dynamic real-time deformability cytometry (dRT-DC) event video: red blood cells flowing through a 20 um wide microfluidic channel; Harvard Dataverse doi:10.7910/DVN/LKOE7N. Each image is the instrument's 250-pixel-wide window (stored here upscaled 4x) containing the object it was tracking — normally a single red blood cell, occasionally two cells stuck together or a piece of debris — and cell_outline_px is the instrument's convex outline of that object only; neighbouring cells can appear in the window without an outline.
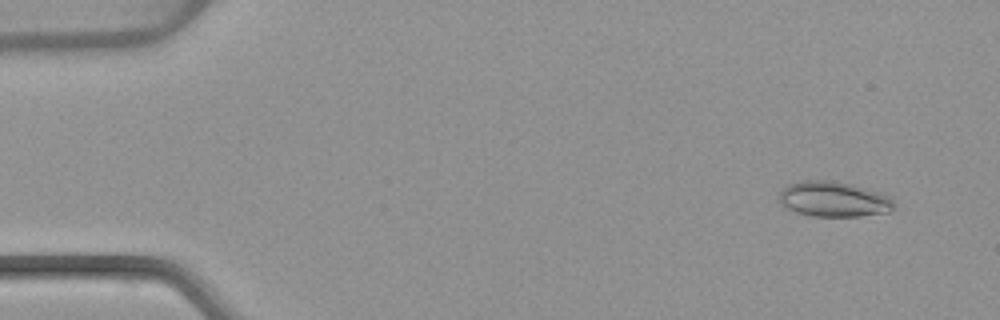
{"species": "common noctule bat (a hibernating species)", "species_latin": "Nyctalus noctula", "temperature_condition": "warm", "stored_images_in_passage": 5, "camera_frame_rate_fps": 3000, "um_per_image_px": 0.085, "animal": {"sex": "female", "body_mass_g": 22.7, "forearm_length_mm": 54.2}, "frame": {"image": 1, "passage_image": 1, "time_ms": 0.0, "image_size_px": [1000, 320], "cell_outline_px": [[892, 208], [888, 212], [860, 216], [812, 216], [796, 212], [784, 208], [776, 196], [788, 184], [800, 180], [832, 180], [852, 184], [880, 192], [892, 196]], "centroid_in_image_um": [70.81, 16.92], "position_along_channel_um": 14.2, "area_um2": 23.87}}